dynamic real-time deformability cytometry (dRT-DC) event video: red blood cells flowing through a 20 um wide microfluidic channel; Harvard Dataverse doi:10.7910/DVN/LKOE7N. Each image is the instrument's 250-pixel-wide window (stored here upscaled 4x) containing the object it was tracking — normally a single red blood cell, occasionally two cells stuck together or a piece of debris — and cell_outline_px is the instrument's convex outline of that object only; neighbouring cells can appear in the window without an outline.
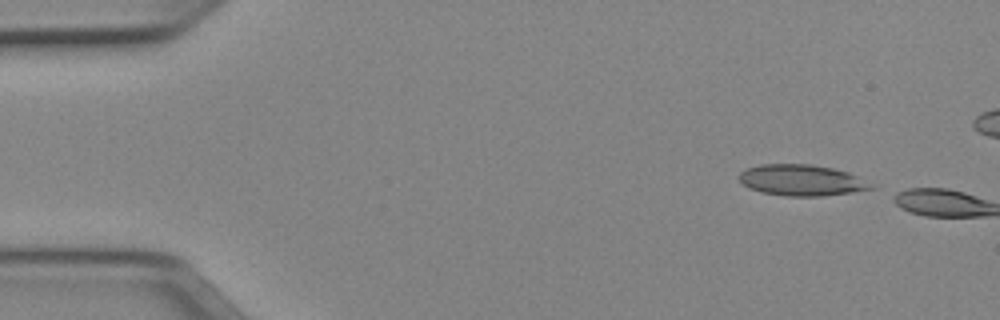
{"species": "Egyptian fruit bat (a non-hibernating species)", "species_latin": "Rousettus aegyptiacus", "temperature_condition": "cold", "stored_images_in_passage": 2, "camera_frame_rate_fps": 3000, "um_per_image_px": 0.085, "animal": {"sex": "female"}, "frame": {"image": 1, "passage_image": 1, "time_ms": 0.0, "image_size_px": [1000, 320], "cell_outline_px": [[876, 188], [852, 192], [824, 196], [788, 196], [760, 192], [748, 188], [736, 176], [744, 168], [760, 164], [812, 164], [832, 168], [848, 172], [876, 184]], "centroid_in_image_um": [68.14, 15.31], "position_along_channel_um": 16.9, "area_um2": 24.28}}